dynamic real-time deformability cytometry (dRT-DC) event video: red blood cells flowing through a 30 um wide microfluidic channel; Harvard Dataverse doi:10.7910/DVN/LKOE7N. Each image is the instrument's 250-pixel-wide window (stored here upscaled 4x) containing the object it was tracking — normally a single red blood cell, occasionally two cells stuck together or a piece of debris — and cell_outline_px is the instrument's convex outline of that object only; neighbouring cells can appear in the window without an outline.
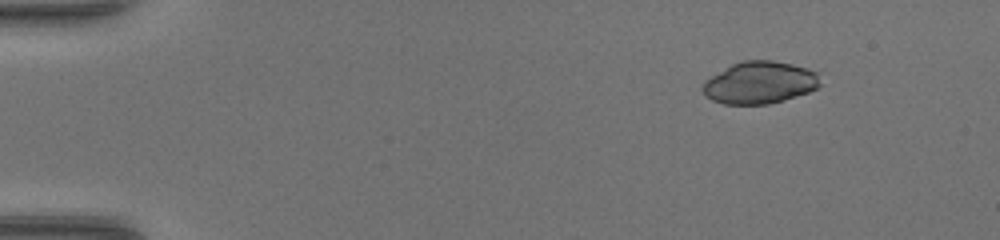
{"species": "common noctule bat (a hibernating species)", "species_latin": "Nyctalus noctula", "temperature_condition": "warm", "stored_images_in_passage": 42, "camera_frame_rate_fps": 3000, "um_per_image_px": 0.085, "animal": {"sex": "female", "body_mass_g": 17.0, "forearm_length_mm": 48.0}, "frame": {"image": 1, "passage_image": 1, "time_ms": 0.0, "image_size_px": [1000, 240], "cell_outline_px": [[820, 84], [816, 88], [808, 92], [784, 100], [768, 104], [724, 104], [712, 100], [700, 88], [704, 80], [732, 64], [744, 60], [772, 60], [792, 64], [808, 68], [816, 72]], "centroid_in_image_um": [64.55, 7.02], "position_along_channel_um": 20.4, "area_um2": 28.78}}